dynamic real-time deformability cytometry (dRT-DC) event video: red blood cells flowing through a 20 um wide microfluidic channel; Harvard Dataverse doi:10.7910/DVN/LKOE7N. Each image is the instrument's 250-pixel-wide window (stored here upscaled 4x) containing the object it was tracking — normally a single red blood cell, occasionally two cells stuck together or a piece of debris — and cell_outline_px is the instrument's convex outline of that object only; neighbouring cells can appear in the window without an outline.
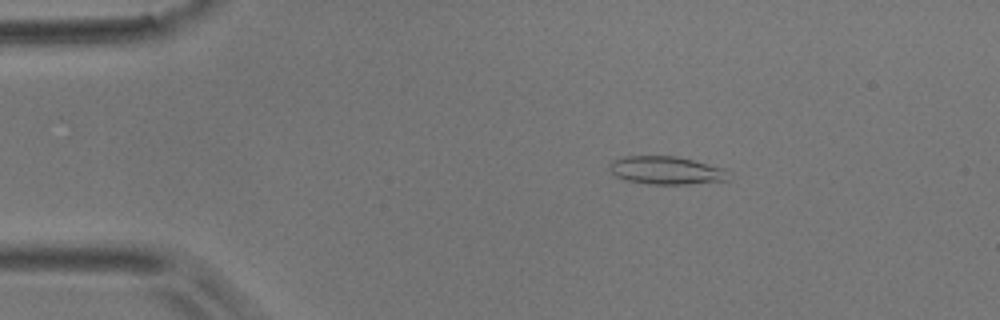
{"species": "common noctule bat (a hibernating species)", "species_latin": "Nyctalus noctula", "temperature_condition": "room temperature", "stored_images_in_passage": 14, "camera_frame_rate_fps": 3000, "um_per_image_px": 0.085, "animal": {"sex": "male", "body_mass_g": 17.9}, "frame": {"image": 1, "passage_image": 8, "time_ms": 2.333, "image_size_px": [1000, 320], "cell_outline_px": [[728, 180], [688, 184], [648, 184], [628, 180], [616, 176], [608, 168], [612, 160], [624, 156], [676, 156], [724, 168]], "centroid_in_image_um": [56.58, 14.47], "position_along_channel_um": 28.4, "area_um2": 19.19}}